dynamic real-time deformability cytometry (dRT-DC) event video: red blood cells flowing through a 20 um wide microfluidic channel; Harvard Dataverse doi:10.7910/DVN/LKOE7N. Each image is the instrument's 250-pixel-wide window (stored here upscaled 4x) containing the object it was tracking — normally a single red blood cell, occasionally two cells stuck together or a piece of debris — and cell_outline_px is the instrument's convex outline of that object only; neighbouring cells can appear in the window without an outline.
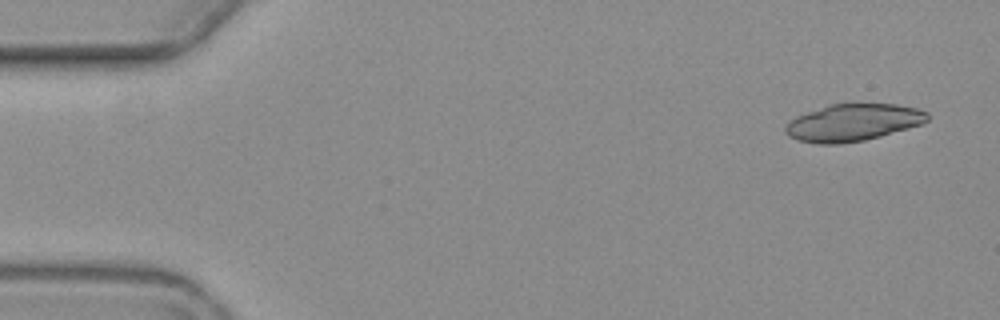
{"species": "common noctule bat (a hibernating species)", "species_latin": "Nyctalus noctula", "temperature_condition": "warm", "stored_images_in_passage": 9, "segment_of_instrument_passage": [1, 2], "camera_frame_rate_fps": 3000, "um_per_image_px": 0.085, "animal": {"sex": "female", "body_mass_g": 19.3, "forearm_length_mm": 54.1}, "frame": {"image": 1, "passage_image": 1, "time_ms": 0.0, "image_size_px": [1000, 320], "cell_outline_px": [[928, 120], [924, 124], [880, 136], [864, 140], [840, 144], [816, 144], [796, 140], [788, 136], [784, 132], [784, 128], [796, 116], [832, 104], [896, 104], [916, 108], [928, 112]], "centroid_in_image_um": [72.52, 10.43], "position_along_channel_um": 12.5, "area_um2": 30.63}}